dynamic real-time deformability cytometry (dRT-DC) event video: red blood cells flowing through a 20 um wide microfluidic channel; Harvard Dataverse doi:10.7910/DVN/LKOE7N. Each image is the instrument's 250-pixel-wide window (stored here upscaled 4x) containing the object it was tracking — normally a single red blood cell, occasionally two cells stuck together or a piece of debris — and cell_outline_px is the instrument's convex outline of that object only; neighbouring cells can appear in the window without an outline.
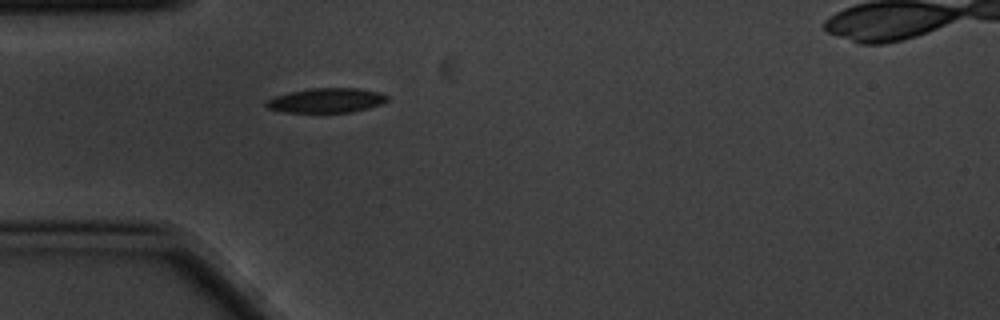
{"species": "common noctule bat (a hibernating species)", "species_latin": "Nyctalus noctula", "temperature_condition": "cold", "stored_images_in_passage": 1, "camera_frame_rate_fps": 3000, "um_per_image_px": 0.085, "animal": {"sex": "male", "body_mass_g": 20.1, "forearm_length_mm": 53.5}, "frame": {"image": 1, "passage_image": 1, "time_ms": 0.0, "image_size_px": [1000, 320], "cell_outline_px": [[388, 100], [380, 104], [368, 108], [352, 112], [284, 112], [268, 108], [264, 104], [264, 100], [272, 96], [288, 92], [312, 88], [360, 88], [380, 92], [388, 96]], "centroid_in_image_um": [27.7, 8.52], "position_along_channel_um": 57.3, "area_um2": 17.51}}